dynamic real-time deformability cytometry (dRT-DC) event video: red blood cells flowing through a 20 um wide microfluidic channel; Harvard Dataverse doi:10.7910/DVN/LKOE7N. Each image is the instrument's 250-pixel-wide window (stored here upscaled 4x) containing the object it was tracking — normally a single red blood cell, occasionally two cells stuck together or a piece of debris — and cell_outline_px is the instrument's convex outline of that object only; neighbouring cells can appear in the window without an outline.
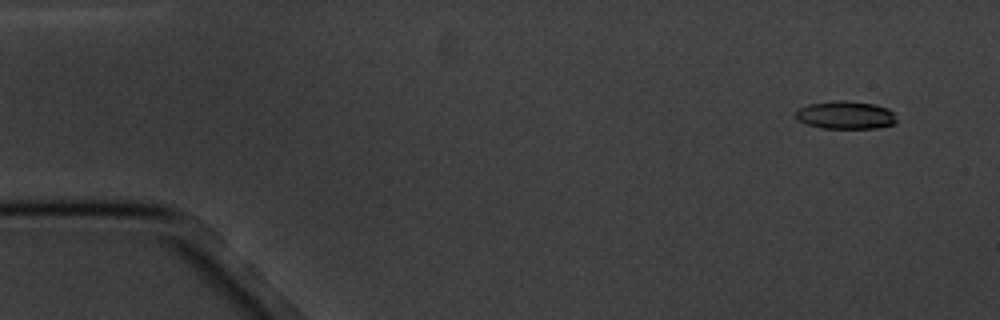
{"species": "common noctule bat (a hibernating species)", "species_latin": "Nyctalus noctula", "temperature_condition": "cold", "stored_images_in_passage": 4, "camera_frame_rate_fps": 3000, "um_per_image_px": 0.085, "animal": {"sex": "male", "body_mass_g": 20.1, "forearm_length_mm": 53.5}, "frame": {"image": 1, "passage_image": 1, "time_ms": 0.0, "image_size_px": [1000, 320], "cell_outline_px": [[896, 124], [876, 128], [820, 128], [804, 124], [796, 120], [796, 112], [800, 108], [808, 104], [836, 100], [844, 100], [872, 104], [888, 108], [892, 112], [896, 120]], "centroid_in_image_um": [71.84, 9.79], "position_along_channel_um": 13.2, "area_um2": 16.47}}